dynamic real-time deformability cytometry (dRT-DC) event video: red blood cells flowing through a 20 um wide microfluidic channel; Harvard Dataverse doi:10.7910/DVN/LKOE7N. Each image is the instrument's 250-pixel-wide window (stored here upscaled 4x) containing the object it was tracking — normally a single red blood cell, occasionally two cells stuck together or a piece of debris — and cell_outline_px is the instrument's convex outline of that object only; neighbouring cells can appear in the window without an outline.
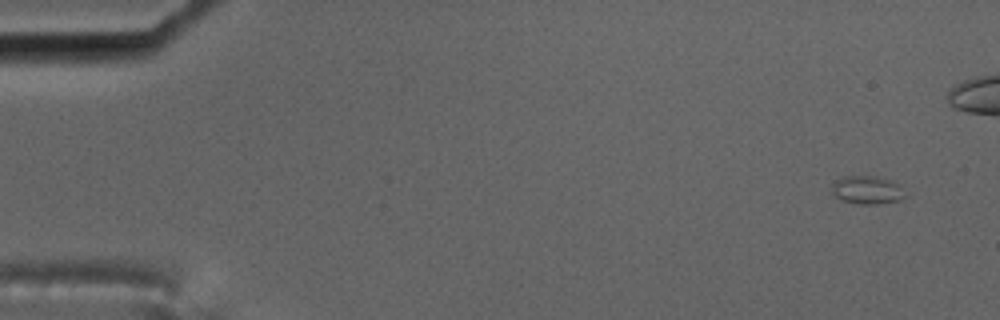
{"species": "common noctule bat (a hibernating species)", "species_latin": "Nyctalus noctula", "temperature_condition": "cold", "stored_images_in_passage": 5, "camera_frame_rate_fps": 3000, "um_per_image_px": 0.085, "animal": {"sex": "male", "body_mass_g": 17.5, "forearm_length_mm": 52.3}, "frame": {"image": 1, "passage_image": 1, "time_ms": 0.0, "image_size_px": [1000, 320], "cell_outline_px": [[908, 196], [900, 200], [876, 204], [860, 204], [844, 200], [836, 196], [832, 192], [832, 184], [836, 180], [844, 176], [872, 176], [892, 180]], "centroid_in_image_um": [73.72, 16.15], "position_along_channel_um": 11.3, "area_um2": 11.85}}